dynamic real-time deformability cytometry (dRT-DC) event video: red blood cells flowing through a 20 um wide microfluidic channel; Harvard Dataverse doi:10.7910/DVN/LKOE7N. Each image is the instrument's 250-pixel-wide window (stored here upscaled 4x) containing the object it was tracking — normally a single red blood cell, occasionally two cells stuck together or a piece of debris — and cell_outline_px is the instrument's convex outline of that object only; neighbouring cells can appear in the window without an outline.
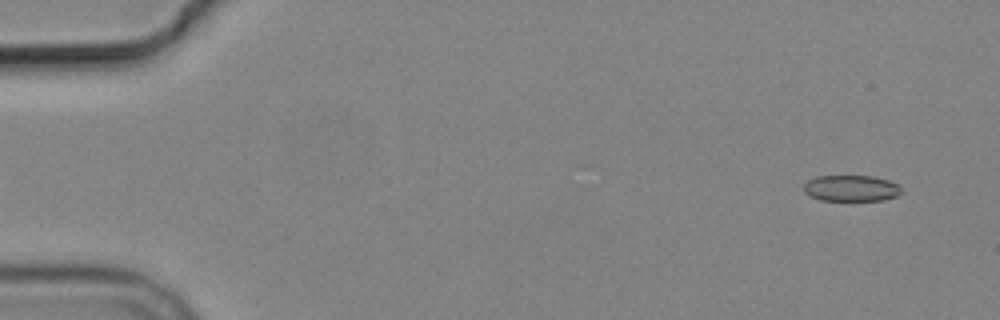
{"species": "common noctule bat (a hibernating species)", "species_latin": "Nyctalus noctula", "temperature_condition": "cold", "stored_images_in_passage": 5, "camera_frame_rate_fps": 3000, "um_per_image_px": 0.085, "animal": {"sex": "male", "body_mass_g": 19.2, "forearm_length_mm": 51.8}, "frame": {"image": 1, "passage_image": 5, "time_ms": 5.0, "image_size_px": [1000, 320], "cell_outline_px": [[904, 192], [896, 196], [884, 200], [820, 200], [804, 192], [804, 184], [808, 180], [816, 176], [872, 176], [888, 180], [900, 184]], "centroid_in_image_um": [72.4, 15.99], "position_along_channel_um": 12.6, "area_um2": 14.97}}